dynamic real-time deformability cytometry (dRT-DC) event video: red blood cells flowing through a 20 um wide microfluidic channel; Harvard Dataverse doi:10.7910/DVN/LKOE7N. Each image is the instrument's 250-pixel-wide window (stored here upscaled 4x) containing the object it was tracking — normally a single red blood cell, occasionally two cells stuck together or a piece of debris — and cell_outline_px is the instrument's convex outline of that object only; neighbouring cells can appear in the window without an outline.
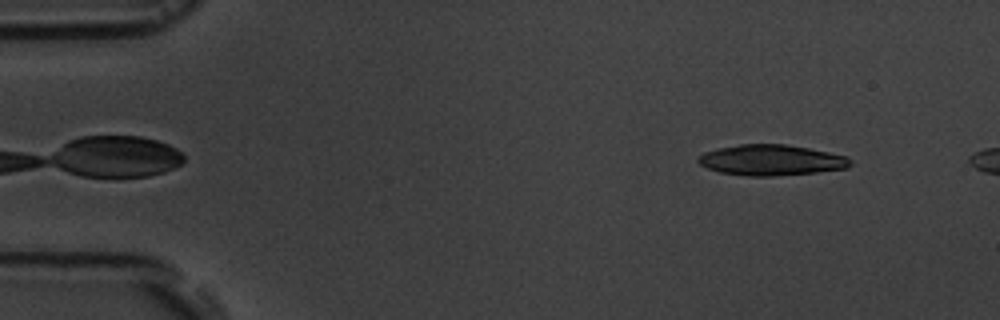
{"species": "common noctule bat (a hibernating species)", "species_latin": "Nyctalus noctula", "temperature_condition": "room temperature", "stored_images_in_passage": 6, "camera_frame_rate_fps": 3000, "um_per_image_px": 0.085, "animal": {"sex": "male", "body_mass_g": 19.5, "forearm_length_mm": 54.6}, "frame": {"image": 1, "passage_image": 6, "time_ms": 6.0, "image_size_px": [1000, 320], "cell_outline_px": [[852, 164], [848, 168], [816, 172], [772, 176], [748, 176], [720, 172], [708, 168], [700, 164], [696, 160], [696, 156], [704, 152], [716, 148], [740, 144], [788, 144], [848, 156], [852, 160]], "centroid_in_image_um": [65.55, 13.6], "position_along_channel_um": 19.5, "area_um2": 27.4}}